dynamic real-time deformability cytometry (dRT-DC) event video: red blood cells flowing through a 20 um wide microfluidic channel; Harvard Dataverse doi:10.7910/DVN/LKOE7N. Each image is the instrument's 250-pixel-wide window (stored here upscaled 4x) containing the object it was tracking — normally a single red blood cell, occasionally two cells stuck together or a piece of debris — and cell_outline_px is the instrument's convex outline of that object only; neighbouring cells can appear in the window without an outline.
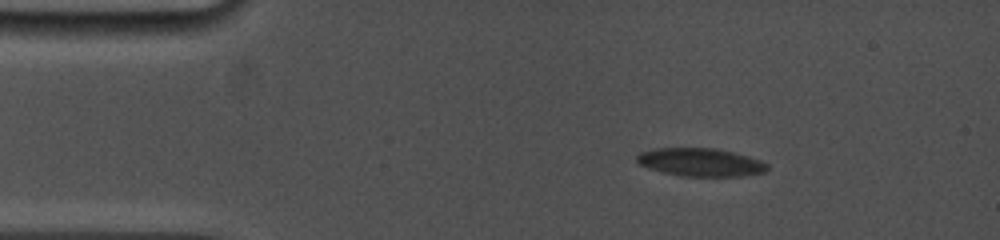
{"species": "common noctule bat (a hibernating species)", "species_latin": "Nyctalus noctula", "temperature_condition": "cold", "stored_images_in_passage": 59, "camera_frame_rate_fps": 5000, "um_per_image_px": 0.085, "animal": {"sex": "female", "body_mass_g": 19.0, "forearm_length_mm": 53.3}, "frame": {"image": 1, "passage_image": 1, "time_ms": 0.0, "image_size_px": [1000, 240], "cell_outline_px": [[768, 168], [764, 172], [744, 176], [680, 176], [648, 168], [640, 164], [636, 160], [636, 156], [640, 152], [656, 148], [716, 148], [748, 156], [760, 160], [768, 164]], "centroid_in_image_um": [59.54, 13.79], "position_along_channel_um": 25.5, "area_um2": 21.33}}
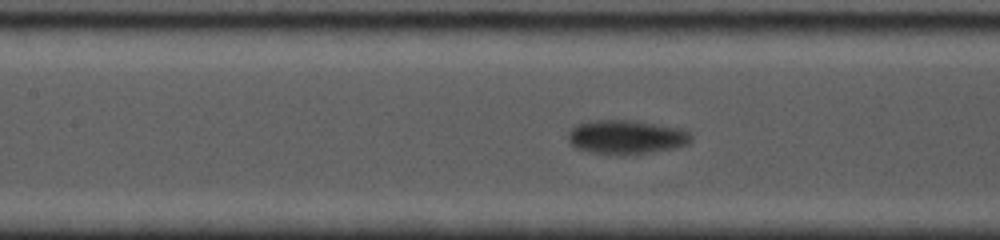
{"frame": {"image": 2, "passage_image": 26, "time_ms": 5.2, "image_size_px": [1000, 240], "cell_outline_px": [[692, 140], [688, 144], [676, 148], [620, 156], [588, 152], [572, 148], [568, 140], [568, 132], [576, 124], [588, 120], [636, 120], [684, 128], [692, 136]], "centroid_in_image_um": [53.21, 11.65], "position_along_channel_um": 154.2, "area_um2": 25.14}}
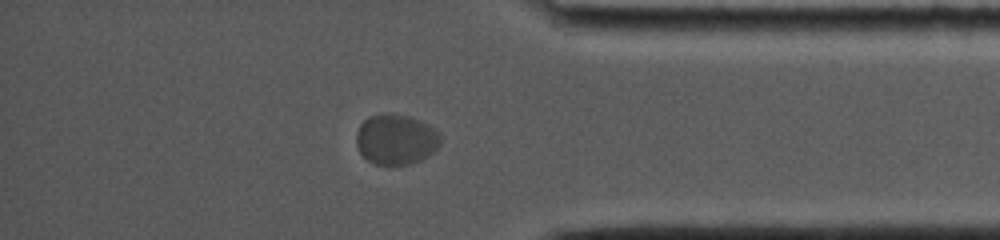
{"frame": {"image": 3, "passage_image": 51, "time_ms": 12.2, "image_size_px": [1000, 240], "cell_outline_px": [[440, 144], [428, 156], [420, 160], [408, 164], [376, 164], [368, 160], [360, 152], [356, 144], [356, 132], [360, 124], [368, 116], [408, 116], [428, 124], [440, 132]], "centroid_in_image_um": [33.66, 11.87], "position_along_channel_um": 401.5, "area_um2": 24.16}, "authors_computed_cell_mechanics": {"area_um2": 23.1778, "velocity_mm_per_s": 3.6139, "shape_relaxation_time_tau1_ms": 2.9658, "shape_relaxation_time_tau2_ms": null, "deformation_change_tau1": 0.0968, "deformation_change_tau2": null}}